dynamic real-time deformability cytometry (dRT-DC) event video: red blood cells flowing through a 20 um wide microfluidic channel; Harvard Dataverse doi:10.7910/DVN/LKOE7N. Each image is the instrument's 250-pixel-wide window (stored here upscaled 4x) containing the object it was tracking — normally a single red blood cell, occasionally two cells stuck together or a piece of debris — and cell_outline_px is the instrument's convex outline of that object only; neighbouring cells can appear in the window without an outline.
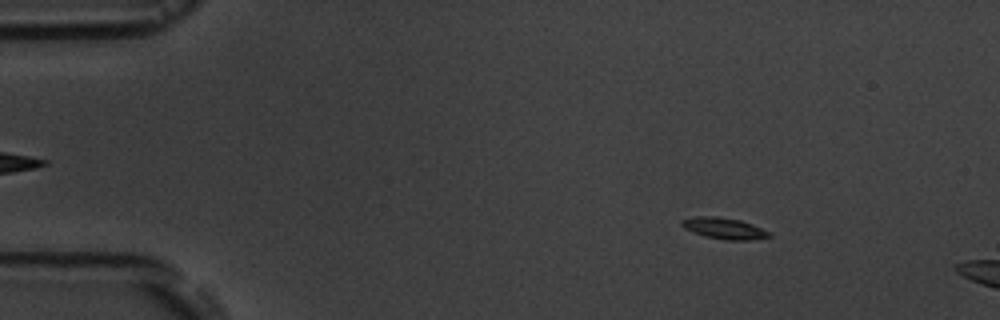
{"species": "common noctule bat (a hibernating species)", "species_latin": "Nyctalus noctula", "temperature_condition": "room temperature", "stored_images_in_passage": 3, "camera_frame_rate_fps": 3000, "um_per_image_px": 0.085, "animal": {"sex": "male", "body_mass_g": 19.5, "forearm_length_mm": 54.6}, "frame": {"image": 1, "passage_image": 2, "time_ms": 1.333, "image_size_px": [1000, 320], "cell_outline_px": [[772, 236], [752, 240], [724, 240], [704, 236], [692, 232], [684, 228], [680, 224], [680, 220], [696, 216], [716, 216], [740, 220], [752, 224], [768, 232]], "centroid_in_image_um": [61.5, 19.41], "position_along_channel_um": 23.5, "area_um2": 10.87}}